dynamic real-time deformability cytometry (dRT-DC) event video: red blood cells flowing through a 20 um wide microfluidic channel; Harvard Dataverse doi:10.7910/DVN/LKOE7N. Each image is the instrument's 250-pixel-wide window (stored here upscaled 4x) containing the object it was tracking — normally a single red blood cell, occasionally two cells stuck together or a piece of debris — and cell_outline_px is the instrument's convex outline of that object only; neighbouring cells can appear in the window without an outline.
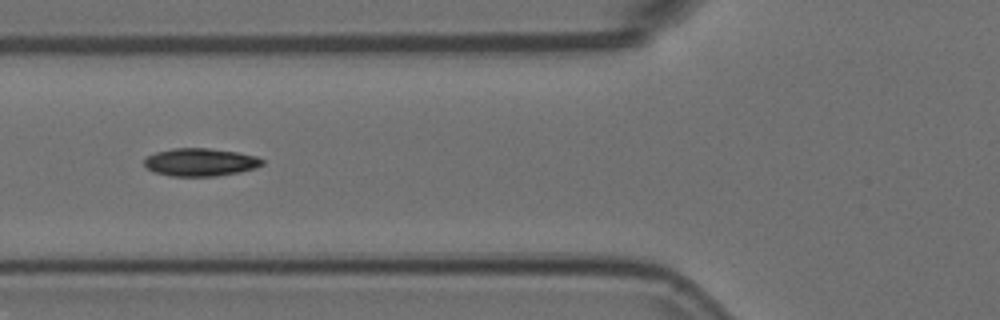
{"species": "Egyptian fruit bat (a non-hibernating species)", "species_latin": "Rousettus aegyptiacus", "temperature_condition": "room temperature", "stored_images_in_passage": 17, "camera_frame_rate_fps": 3000, "um_per_image_px": 0.085, "animal": {"sex": "female"}, "frame": {"image": 1, "passage_image": 8, "time_ms": 2.333, "image_size_px": [1000, 320], "cell_outline_px": [[264, 164], [256, 168], [240, 172], [216, 176], [172, 176], [152, 172], [144, 164], [144, 160], [148, 156], [156, 152], [172, 148], [208, 148], [240, 152], [256, 156], [264, 160]], "centroid_in_image_um": [17.06, 13.78], "position_along_channel_um": 108.7, "area_um2": 19.31}}